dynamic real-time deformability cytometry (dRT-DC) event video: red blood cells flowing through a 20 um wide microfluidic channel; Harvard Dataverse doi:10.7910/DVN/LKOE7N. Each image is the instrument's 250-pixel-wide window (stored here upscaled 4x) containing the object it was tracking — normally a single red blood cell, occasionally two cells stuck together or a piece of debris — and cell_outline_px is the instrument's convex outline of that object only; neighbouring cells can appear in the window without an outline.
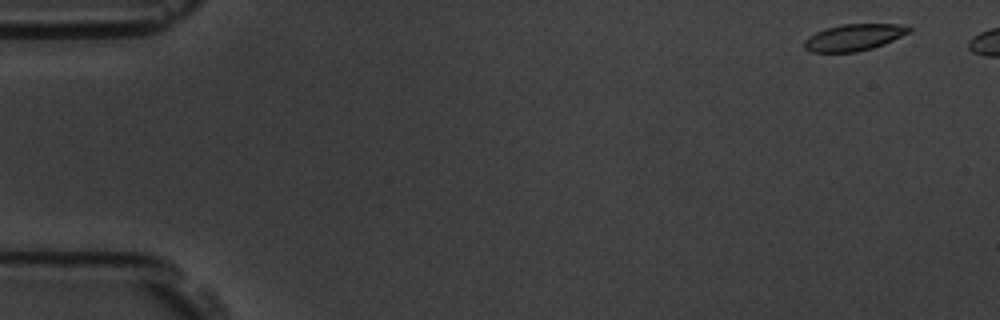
{"species": "common noctule bat (a hibernating species)", "species_latin": "Nyctalus noctula", "temperature_condition": "room temperature", "stored_images_in_passage": 6, "camera_frame_rate_fps": 3000, "um_per_image_px": 0.085, "animal": {"sex": "male", "body_mass_g": 19.5, "forearm_length_mm": 54.6}, "frame": {"image": 1, "passage_image": 1, "time_ms": 0.0, "image_size_px": [1000, 320], "cell_outline_px": [[912, 28], [908, 32], [884, 44], [872, 48], [856, 52], [812, 52], [804, 48], [804, 40], [808, 36], [816, 32], [840, 24], [908, 24]], "centroid_in_image_um": [72.57, 3.17], "position_along_channel_um": 12.4, "area_um2": 16.18}}